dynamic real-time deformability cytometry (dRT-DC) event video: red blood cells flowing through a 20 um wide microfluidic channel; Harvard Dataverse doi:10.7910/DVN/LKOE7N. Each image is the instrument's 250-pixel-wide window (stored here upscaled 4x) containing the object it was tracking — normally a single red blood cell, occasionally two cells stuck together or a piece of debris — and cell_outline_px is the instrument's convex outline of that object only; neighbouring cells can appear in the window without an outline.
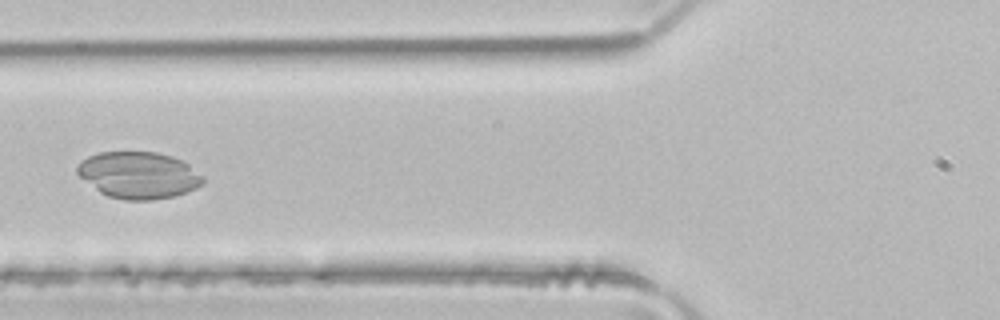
{"species": "common noctule bat (a hibernating species)", "species_latin": "Nyctalus noctula", "temperature_condition": "room temperature", "stored_images_in_passage": 4, "camera_frame_rate_fps": 3000, "um_per_image_px": 0.085, "animal": {"sex": "male", "body_mass_g": 21.5, "forearm_length_mm": 52.0}, "frame": {"image": 1, "passage_image": 4, "time_ms": 1.0, "image_size_px": [1000, 320], "cell_outline_px": [[204, 184], [196, 188], [176, 196], [152, 200], [124, 200], [108, 196], [100, 192], [80, 176], [76, 172], [76, 168], [88, 156], [100, 152], [156, 152], [172, 156], [188, 164], [204, 176]], "centroid_in_image_um": [11.82, 14.89], "position_along_channel_um": 114.0, "area_um2": 34.16}}